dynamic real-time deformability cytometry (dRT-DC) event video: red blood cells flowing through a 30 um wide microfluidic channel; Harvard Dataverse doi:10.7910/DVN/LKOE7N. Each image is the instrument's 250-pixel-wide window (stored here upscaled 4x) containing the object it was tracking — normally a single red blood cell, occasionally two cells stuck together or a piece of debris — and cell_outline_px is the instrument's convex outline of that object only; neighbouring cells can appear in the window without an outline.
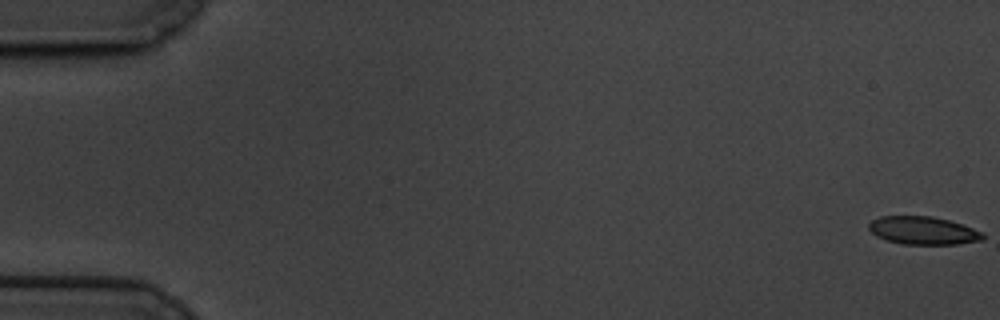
{"species": "common noctule bat (a hibernating species)", "species_latin": "Nyctalus noctula", "temperature_condition": "cold", "stored_images_in_passage": 60, "camera_frame_rate_fps": 3000, "um_per_image_px": 0.085, "animal": {"sex": "male", "body_mass_g": 19.5, "forearm_length_mm": 54.6}, "frame": {"image": 1, "passage_image": 1, "time_ms": 0.0, "image_size_px": [1000, 320], "cell_outline_px": [[984, 240], [956, 244], [900, 244], [884, 240], [876, 236], [868, 228], [868, 224], [872, 220], [880, 216], [932, 216], [948, 220], [984, 232]], "centroid_in_image_um": [78.44, 19.6], "position_along_channel_um": 6.6, "area_um2": 18.67}}
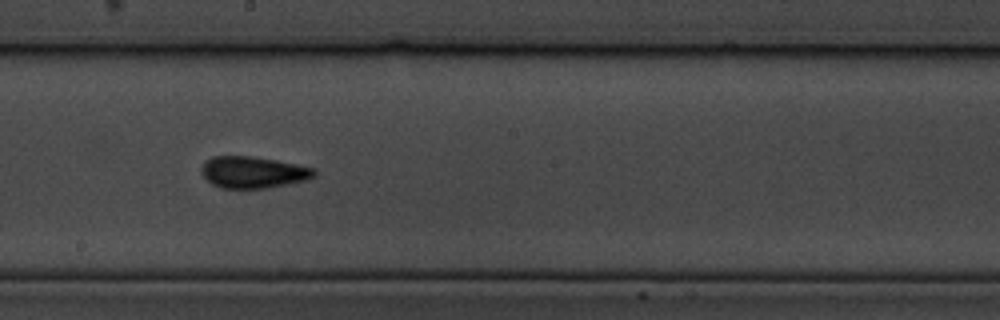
{"frame": {"image": 2, "passage_image": 34, "time_ms": 11.0, "image_size_px": [1000, 320], "cell_outline_px": [[316, 176], [308, 180], [268, 188], [220, 188], [212, 184], [200, 172], [200, 168], [212, 156], [248, 156], [276, 160], [316, 168]], "centroid_in_image_um": [21.55, 14.65], "position_along_channel_um": 226.7, "area_um2": 20.87}}
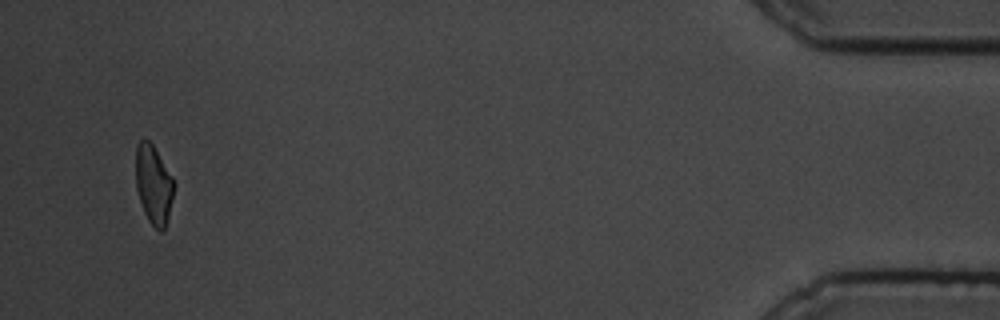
{"frame": {"image": 3, "passage_image": 58, "time_ms": 19.0, "image_size_px": [1000, 320], "cell_outline_px": [[176, 184], [168, 216], [164, 228], [160, 232], [148, 220], [144, 212], [136, 188], [136, 144], [144, 136], [152, 144], [172, 176]], "centroid_in_image_um": [13.05, 15.65], "position_along_channel_um": 422.1, "area_um2": 17.51}, "authors_computed_cell_mechanics": {"area_um2": 19.5653, "velocity_mm_per_s": 3.388, "shape_relaxation_time_tau1_ms": 4.6231, "shape_relaxation_time_tau2_ms": 1.9026, "deformation_change_tau1": 0.1437, "deformation_change_tau2": 0.0935}}